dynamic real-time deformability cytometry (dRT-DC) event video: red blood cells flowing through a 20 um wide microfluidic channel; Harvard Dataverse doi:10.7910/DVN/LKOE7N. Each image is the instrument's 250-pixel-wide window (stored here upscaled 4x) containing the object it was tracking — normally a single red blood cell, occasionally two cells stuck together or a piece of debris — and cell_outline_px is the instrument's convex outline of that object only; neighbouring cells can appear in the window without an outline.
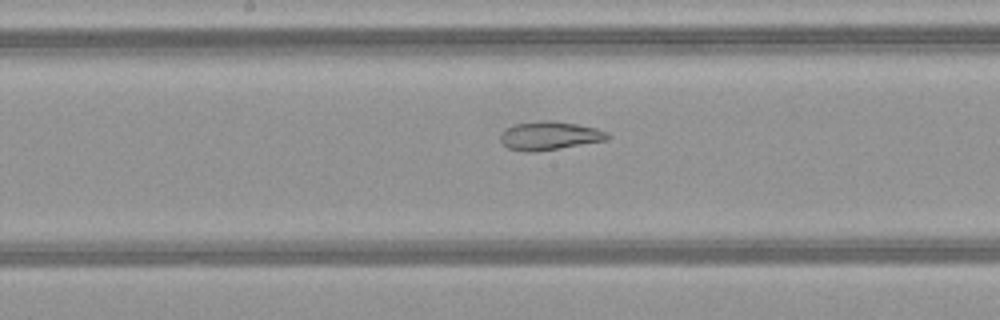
{"species": "common noctule bat (a hibernating species)", "species_latin": "Nyctalus noctula", "temperature_condition": "warm", "stored_images_in_passage": 51, "camera_frame_rate_fps": 3000, "um_per_image_px": 0.085, "animal": {"sex": "female", "body_mass_g": 21.9}, "frame": {"image": 1, "passage_image": 27, "time_ms": 8.667, "image_size_px": [1000, 320], "cell_outline_px": [[612, 136], [608, 140], [536, 152], [524, 152], [508, 148], [500, 140], [500, 132], [504, 128], [512, 124], [544, 120], [552, 120], [576, 124], [596, 128], [608, 132]], "centroid_in_image_um": [46.69, 11.53], "position_along_channel_um": 201.5, "area_um2": 18.09}}
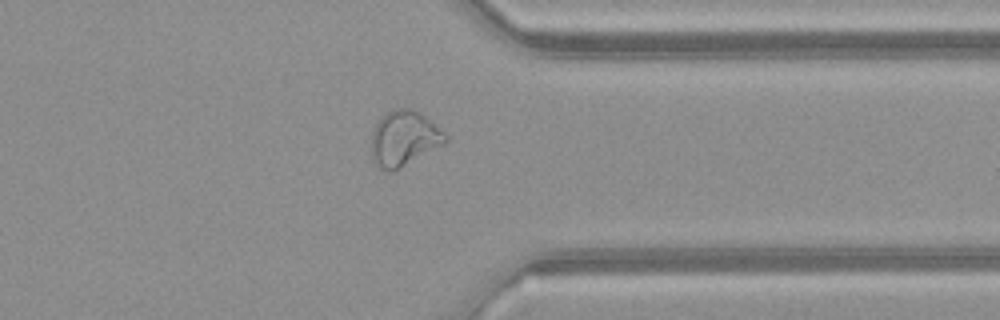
{"frame": {"image": 2, "passage_image": 40, "time_ms": 13.0, "image_size_px": [1000, 320], "cell_outline_px": [[448, 140], [444, 144], [400, 168], [392, 172], [388, 172], [376, 168], [372, 156], [372, 132], [376, 124], [388, 112], [396, 108], [412, 108], [420, 112], [444, 132], [448, 136]], "centroid_in_image_um": [34.34, 11.79], "position_along_channel_um": 377.1, "area_um2": 23.76}}
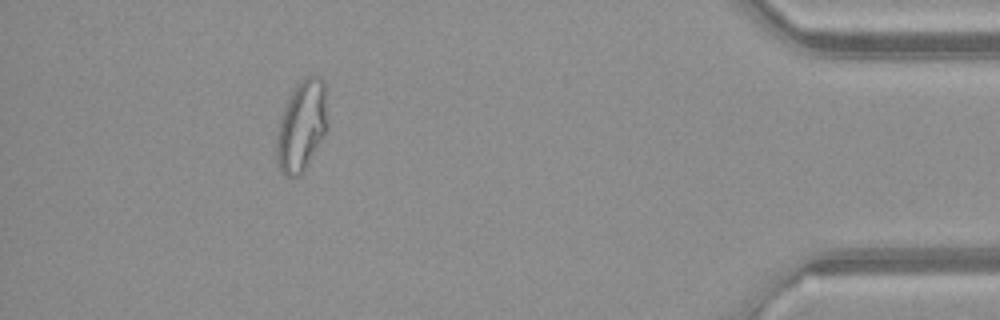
{"frame": {"image": 3, "passage_image": 46, "time_ms": 15.0, "image_size_px": [1000, 320], "cell_outline_px": [[328, 128], [324, 136], [308, 164], [300, 176], [284, 176], [280, 172], [276, 160], [276, 136], [280, 120], [288, 96], [292, 88], [308, 76], [316, 76], [324, 80], [328, 124]], "centroid_in_image_um": [25.63, 10.73], "position_along_channel_um": 409.6, "area_um2": 27.22}, "authors_computed_cell_mechanics": {"area_um2": 25.6054, "velocity_mm_per_s": 4.1393, "shape_relaxation_time_tau1_ms": null, "shape_relaxation_time_tau2_ms": 1.6838, "deformation_change_tau1": null, "deformation_change_tau2": 0.0961}}